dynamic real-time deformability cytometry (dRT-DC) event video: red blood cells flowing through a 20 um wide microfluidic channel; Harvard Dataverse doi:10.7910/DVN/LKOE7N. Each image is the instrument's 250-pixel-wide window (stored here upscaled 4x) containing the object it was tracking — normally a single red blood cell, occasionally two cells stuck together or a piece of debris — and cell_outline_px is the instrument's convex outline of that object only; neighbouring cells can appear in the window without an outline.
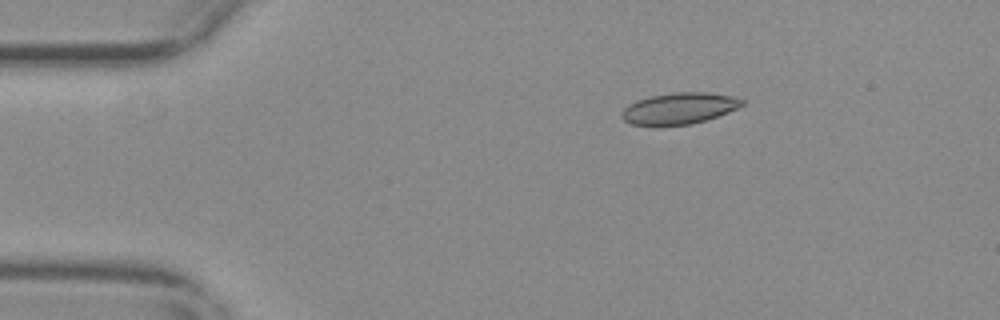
{"species": "common noctule bat (a hibernating species)", "species_latin": "Nyctalus noctula", "temperature_condition": "warm", "stored_images_in_passage": 35, "camera_frame_rate_fps": 3000, "um_per_image_px": 0.085, "animal": {"sex": "female", "body_mass_g": 29.2, "forearm_length_mm": 56.3}, "frame": {"image": 1, "passage_image": 6, "time_ms": 1.667, "image_size_px": [1000, 320], "cell_outline_px": [[744, 104], [736, 108], [716, 116], [692, 124], [632, 124], [624, 120], [620, 116], [620, 112], [628, 104], [636, 100], [652, 96], [676, 92], [704, 92], [732, 96], [744, 100]], "centroid_in_image_um": [57.7, 9.19], "position_along_channel_um": 27.3, "area_um2": 21.44}}
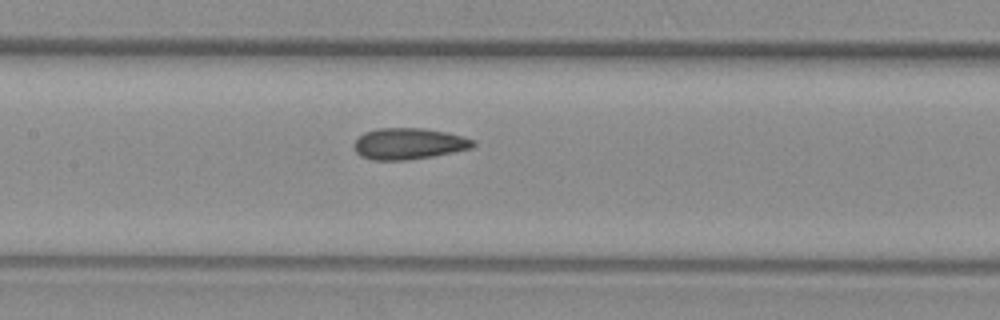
{"frame": {"image": 2, "passage_image": 23, "time_ms": 7.333, "image_size_px": [1000, 320], "cell_outline_px": [[476, 144], [472, 148], [432, 156], [404, 160], [372, 160], [360, 156], [356, 152], [352, 144], [364, 132], [376, 128], [424, 128], [464, 136], [476, 140]], "centroid_in_image_um": [34.73, 12.21], "position_along_channel_um": 172.7, "area_um2": 21.79}}
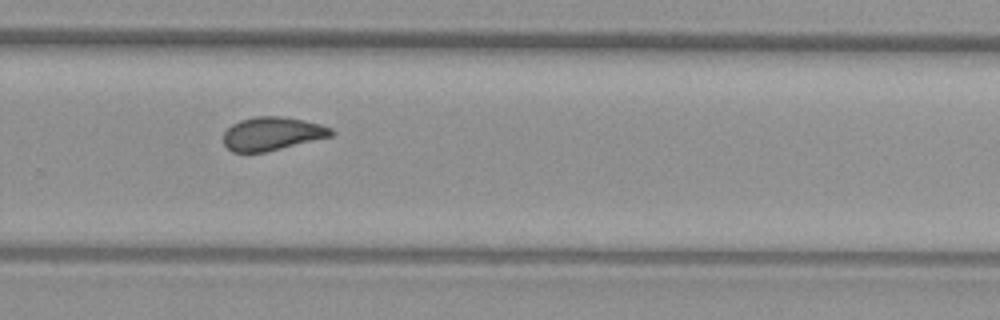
{"frame": {"image": 3, "passage_image": 34, "time_ms": 11.0, "image_size_px": [1000, 320], "cell_outline_px": [[336, 132], [332, 136], [264, 152], [232, 152], [224, 144], [224, 132], [232, 124], [240, 120], [256, 116], [280, 116], [304, 120], [320, 124], [332, 128]], "centroid_in_image_um": [23.14, 11.35], "position_along_channel_um": 306.7, "area_um2": 20.87}, "authors_computed_cell_mechanics": {"area_um2": 21.4438, "velocity_mm_per_s": 3.6651, "shape_relaxation_time_tau1_ms": null, "shape_relaxation_time_tau2_ms": 1.9555, "deformation_change_tau1": null, "deformation_change_tau2": 0.0766}}